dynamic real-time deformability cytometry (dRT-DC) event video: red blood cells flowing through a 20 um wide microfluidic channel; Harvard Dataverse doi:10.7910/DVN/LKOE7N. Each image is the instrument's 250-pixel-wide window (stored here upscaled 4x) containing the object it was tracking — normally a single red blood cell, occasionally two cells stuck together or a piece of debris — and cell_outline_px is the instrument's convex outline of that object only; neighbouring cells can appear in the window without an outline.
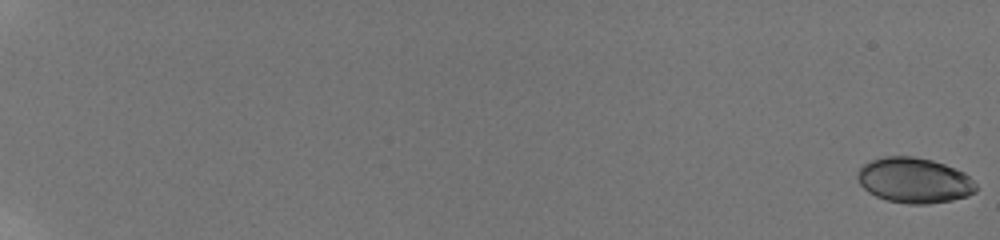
{"species": "human", "species_latin": "Homo sapiens", "temperature_condition": "room temperature", "stored_images_in_passage": 60, "camera_frame_rate_fps": 3000, "um_per_image_px": 0.085, "donor": {"sex": "male"}, "frame": {"image": 1, "passage_image": 1, "time_ms": 0.0, "image_size_px": [1000, 240], "cell_outline_px": [[976, 192], [968, 196], [952, 200], [928, 204], [908, 204], [888, 200], [876, 196], [868, 192], [860, 184], [856, 176], [860, 168], [864, 164], [872, 160], [884, 156], [912, 156], [932, 160], [944, 164], [964, 172], [976, 184]], "centroid_in_image_um": [77.71, 15.33], "position_along_channel_um": 7.3, "area_um2": 31.27}}
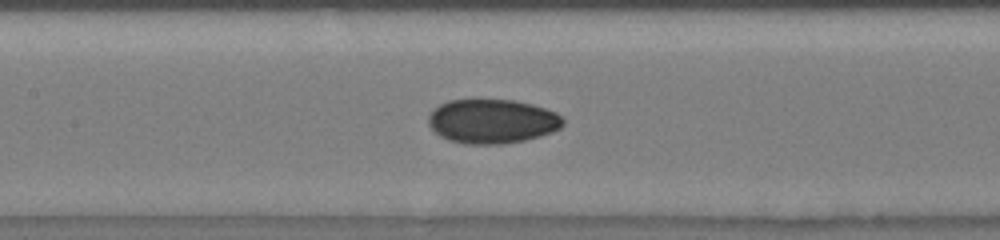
{"frame": {"image": 2, "passage_image": 34, "time_ms": 11.0, "image_size_px": [1000, 240], "cell_outline_px": [[564, 124], [560, 128], [552, 132], [540, 136], [524, 140], [500, 144], [464, 144], [448, 140], [440, 136], [428, 124], [428, 116], [440, 104], [448, 100], [516, 100], [532, 104], [556, 112], [564, 120]], "centroid_in_image_um": [41.84, 10.31], "position_along_channel_um": 165.6, "area_um2": 34.68}}
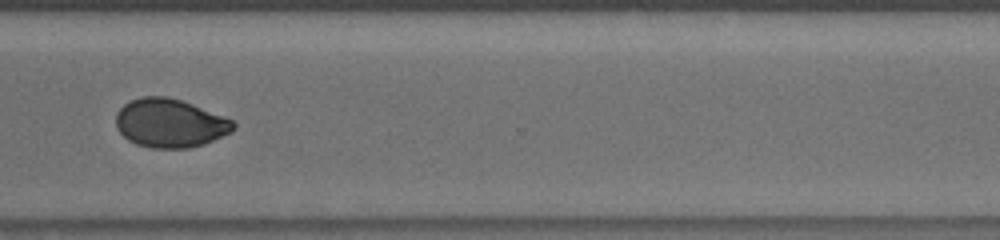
{"frame": {"image": 3, "passage_image": 49, "time_ms": 16.0, "image_size_px": [1000, 240], "cell_outline_px": [[236, 128], [232, 132], [204, 144], [188, 148], [152, 148], [136, 144], [128, 140], [116, 128], [116, 112], [124, 104], [140, 96], [168, 96], [192, 104], [232, 120], [236, 124]], "centroid_in_image_um": [14.43, 10.47], "position_along_channel_um": 356.2, "area_um2": 33.29}, "authors_computed_cell_mechanics": {"area_um2": 32.8593, "velocity_mm_per_s": 3.8169, "shape_relaxation_time_tau1_ms": 8.7706, "shape_relaxation_time_tau2_ms": 1.5471, "deformation_change_tau1": 0.1686, "deformation_change_tau2": 0.0394}}